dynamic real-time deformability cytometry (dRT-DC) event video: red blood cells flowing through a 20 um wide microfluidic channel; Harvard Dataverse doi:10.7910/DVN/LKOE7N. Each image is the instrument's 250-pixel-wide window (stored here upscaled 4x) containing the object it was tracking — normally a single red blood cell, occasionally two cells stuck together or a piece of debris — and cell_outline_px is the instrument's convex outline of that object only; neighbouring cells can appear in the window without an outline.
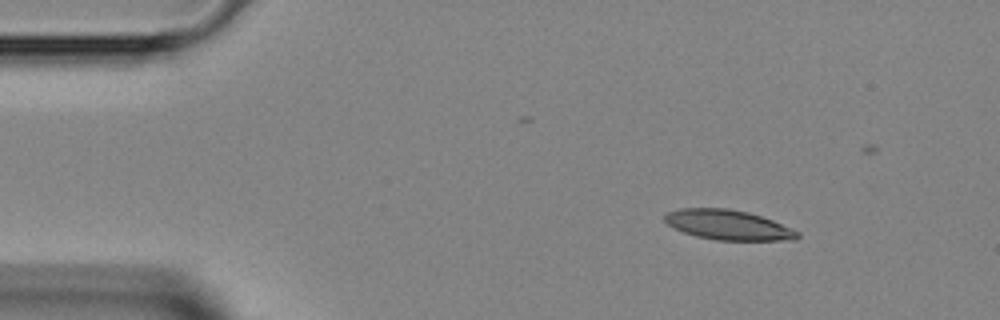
{"species": "Egyptian fruit bat (a non-hibernating species)", "species_latin": "Rousettus aegyptiacus", "temperature_condition": "room temperature", "stored_images_in_passage": 36, "camera_frame_rate_fps": 3000, "um_per_image_px": 0.085, "animal": {"sex": "female"}, "frame": {"image": 1, "passage_image": 1, "time_ms": 0.0, "image_size_px": [1000, 320], "cell_outline_px": [[800, 236], [796, 240], [716, 240], [696, 236], [684, 232], [668, 224], [664, 220], [664, 216], [668, 212], [680, 208], [728, 208], [748, 212], [772, 220], [800, 232]], "centroid_in_image_um": [61.91, 19.12], "position_along_channel_um": 23.1, "area_um2": 23.0}}
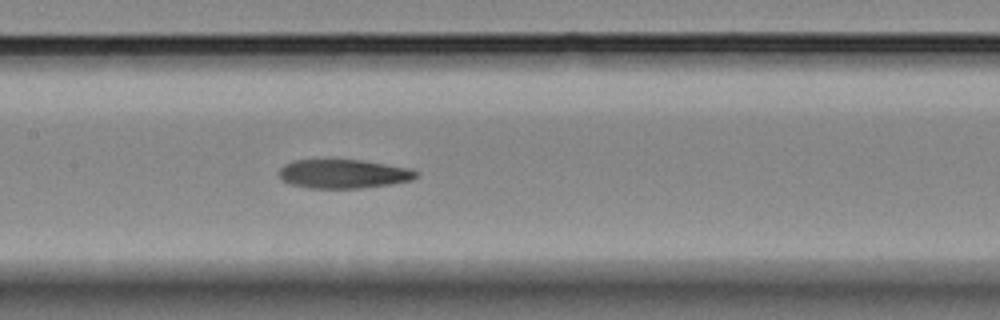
{"frame": {"image": 2, "passage_image": 16, "time_ms": 5.0, "image_size_px": [1000, 320], "cell_outline_px": [[420, 172], [412, 180], [388, 184], [360, 188], [308, 188], [288, 184], [280, 176], [280, 168], [284, 164], [292, 160], [360, 160], [412, 168]], "centroid_in_image_um": [29.2, 14.77], "position_along_channel_um": 178.2, "area_um2": 23.06}}
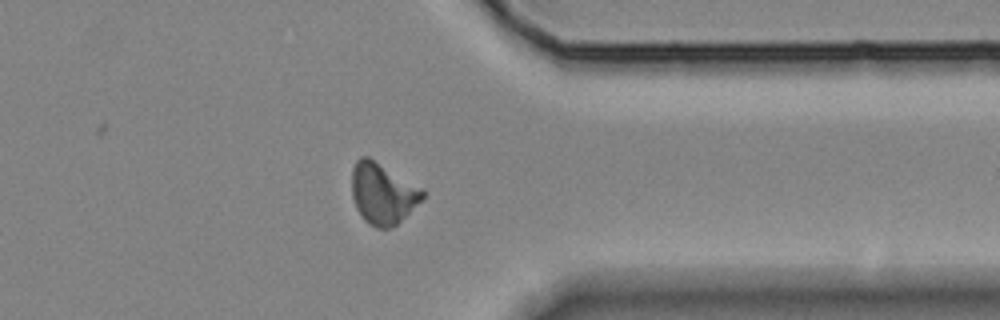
{"frame": {"image": 3, "passage_image": 30, "time_ms": 9.667, "image_size_px": [1000, 320], "cell_outline_px": [[424, 196], [396, 224], [388, 228], [376, 228], [368, 224], [364, 220], [356, 208], [352, 196], [352, 168], [356, 160], [360, 156], [368, 156], [424, 188]], "centroid_in_image_um": [32.5, 16.41], "position_along_channel_um": 378.9, "area_um2": 25.09}}